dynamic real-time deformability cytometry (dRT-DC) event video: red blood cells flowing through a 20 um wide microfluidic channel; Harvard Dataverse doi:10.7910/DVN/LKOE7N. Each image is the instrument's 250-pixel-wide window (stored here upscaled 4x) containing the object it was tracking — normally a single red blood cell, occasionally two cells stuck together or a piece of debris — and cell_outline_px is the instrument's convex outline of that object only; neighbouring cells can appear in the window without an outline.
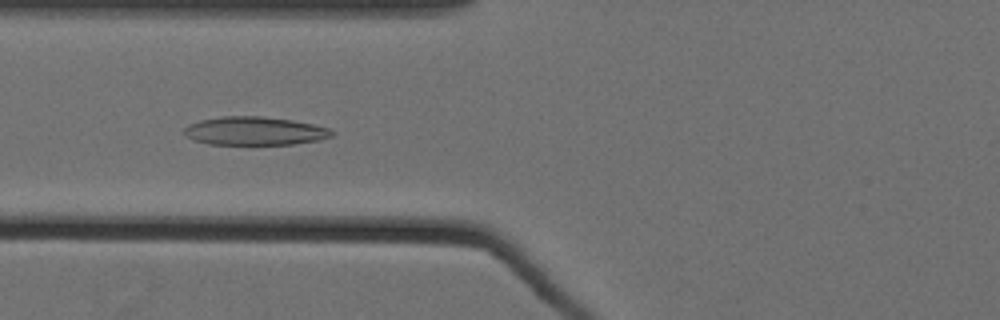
{"species": "Egyptian fruit bat (a non-hibernating species)", "species_latin": "Rousettus aegyptiacus", "temperature_condition": "cold", "stored_images_in_passage": 62, "camera_frame_rate_fps": 3000, "um_per_image_px": 0.085, "animal": {"sex": "female"}, "frame": {"image": 1, "passage_image": 28, "time_ms": 9.0, "image_size_px": [1000, 320], "cell_outline_px": [[336, 132], [332, 136], [320, 140], [292, 144], [208, 144], [192, 140], [184, 132], [184, 128], [188, 124], [200, 120], [220, 116], [264, 116], [292, 120], [312, 124], [328, 128]], "centroid_in_image_um": [21.64, 11.13], "position_along_channel_um": 104.2, "area_um2": 24.51}}
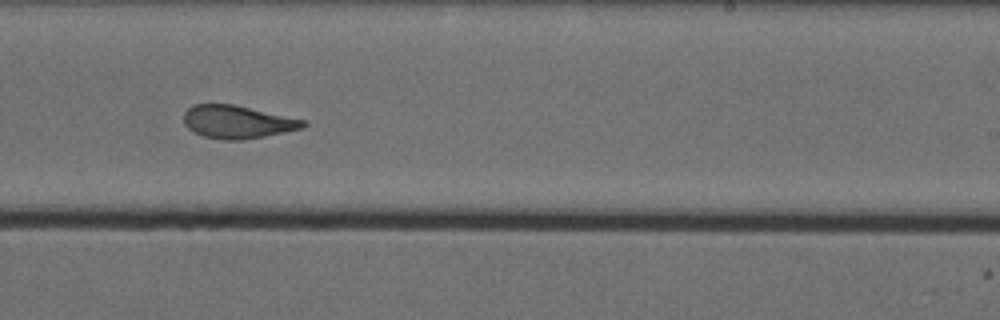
{"frame": {"image": 2, "passage_image": 42, "time_ms": 13.667, "image_size_px": [1000, 320], "cell_outline_px": [[308, 124], [304, 128], [264, 136], [240, 140], [224, 140], [204, 136], [192, 132], [184, 124], [184, 112], [192, 104], [232, 104], [304, 120]], "centroid_in_image_um": [20.14, 10.36], "position_along_channel_um": 268.9, "area_um2": 22.77}}
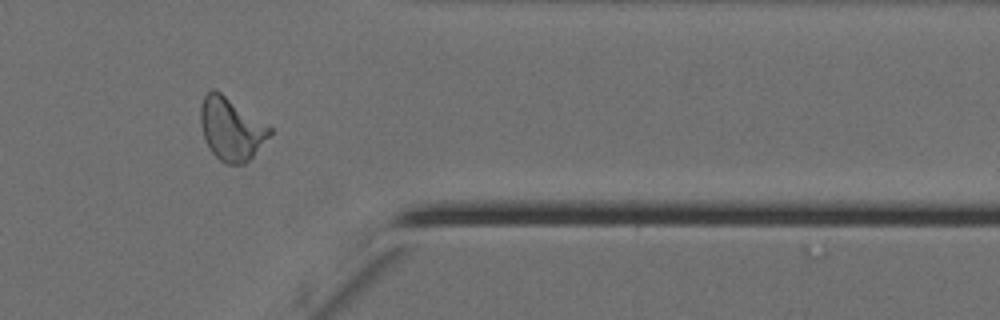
{"frame": {"image": 3, "passage_image": 53, "time_ms": 17.333, "image_size_px": [1000, 320], "cell_outline_px": [[272, 132], [252, 156], [244, 164], [228, 164], [220, 160], [212, 152], [204, 136], [200, 124], [200, 104], [204, 96], [212, 88], [220, 92], [272, 128]], "centroid_in_image_um": [19.62, 10.95], "position_along_channel_um": 391.8, "area_um2": 24.74}, "authors_computed_cell_mechanics": {"area_um2": 24.8829, "velocity_mm_per_s": 3.5283, "shape_relaxation_time_tau1_ms": 7.0785, "shape_relaxation_time_tau2_ms": 1.7963, "deformation_change_tau1": 0.1896, "deformation_change_tau2": 0.0932}}